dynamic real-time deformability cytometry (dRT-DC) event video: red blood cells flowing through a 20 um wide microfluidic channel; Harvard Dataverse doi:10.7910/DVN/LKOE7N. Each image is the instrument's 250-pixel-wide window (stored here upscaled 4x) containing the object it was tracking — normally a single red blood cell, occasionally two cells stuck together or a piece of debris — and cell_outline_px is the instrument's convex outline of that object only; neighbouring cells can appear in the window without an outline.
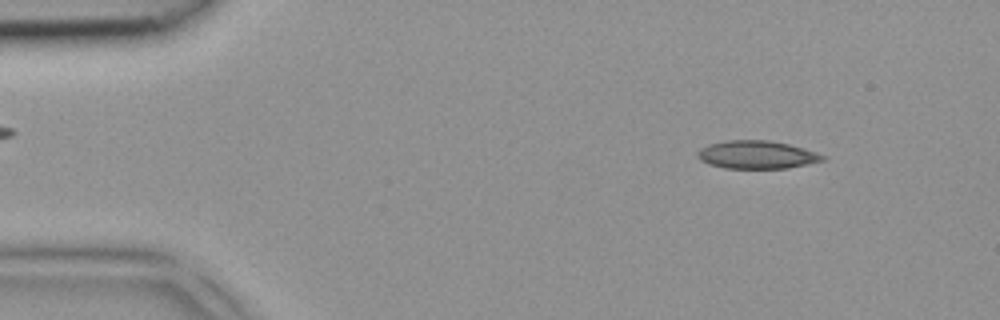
{"species": "common noctule bat (a hibernating species)", "species_latin": "Nyctalus noctula", "temperature_condition": "room temperature", "stored_images_in_passage": 5, "camera_frame_rate_fps": 3000, "um_per_image_px": 0.085, "animal": {"sex": "female", "body_mass_g": 18.4}, "frame": {"image": 1, "passage_image": 5, "time_ms": 1.333, "image_size_px": [1000, 320], "cell_outline_px": [[828, 156], [824, 160], [788, 168], [724, 168], [708, 164], [700, 160], [696, 156], [696, 152], [700, 148], [708, 144], [724, 140], [768, 140], [788, 144], [804, 148]], "centroid_in_image_um": [64.29, 13.14], "position_along_channel_um": 20.7, "area_um2": 20.58}}